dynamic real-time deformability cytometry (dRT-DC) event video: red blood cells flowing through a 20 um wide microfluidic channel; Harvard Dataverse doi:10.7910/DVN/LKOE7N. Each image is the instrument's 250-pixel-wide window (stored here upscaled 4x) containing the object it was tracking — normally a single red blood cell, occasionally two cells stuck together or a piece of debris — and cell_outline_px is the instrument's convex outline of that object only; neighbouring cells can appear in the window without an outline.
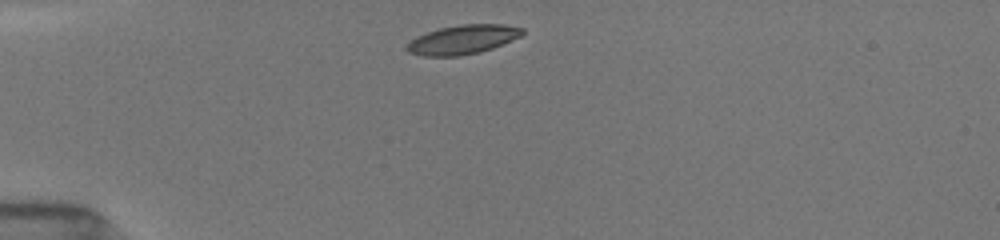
{"species": "common noctule bat (a hibernating species)", "species_latin": "Nyctalus noctula", "temperature_condition": "room temperature", "stored_images_in_passage": 4, "camera_frame_rate_fps": 3000, "um_per_image_px": 0.085, "animal": {"sex": "female", "body_mass_g": 19.5, "forearm_length_mm": 54.1}, "frame": {"image": 1, "passage_image": 1, "time_ms": 0.0, "image_size_px": [1000, 240], "cell_outline_px": [[524, 32], [520, 36], [492, 48], [480, 52], [460, 56], [424, 56], [408, 52], [404, 48], [416, 36], [440, 28], [460, 24], [504, 24], [524, 28]], "centroid_in_image_um": [39.32, 3.36], "position_along_channel_um": 45.7, "area_um2": 19.54}}
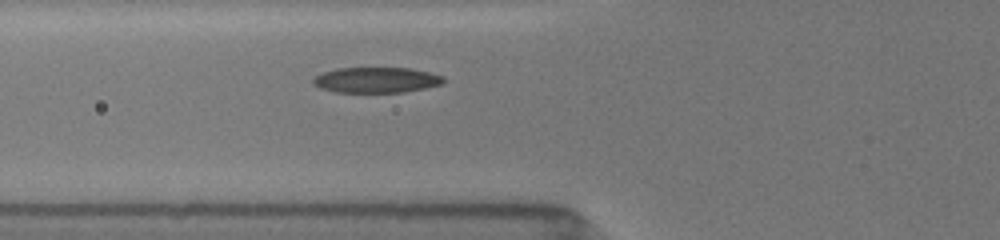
{"frame": {"image": 2, "passage_image": 4, "time_ms": 2.0, "image_size_px": [1000, 240], "cell_outline_px": [[444, 84], [404, 92], [336, 92], [320, 88], [312, 84], [312, 80], [316, 76], [324, 72], [336, 68], [408, 68], [428, 72], [444, 76]], "centroid_in_image_um": [31.99, 6.8], "position_along_channel_um": 93.8, "area_um2": 19.36}}